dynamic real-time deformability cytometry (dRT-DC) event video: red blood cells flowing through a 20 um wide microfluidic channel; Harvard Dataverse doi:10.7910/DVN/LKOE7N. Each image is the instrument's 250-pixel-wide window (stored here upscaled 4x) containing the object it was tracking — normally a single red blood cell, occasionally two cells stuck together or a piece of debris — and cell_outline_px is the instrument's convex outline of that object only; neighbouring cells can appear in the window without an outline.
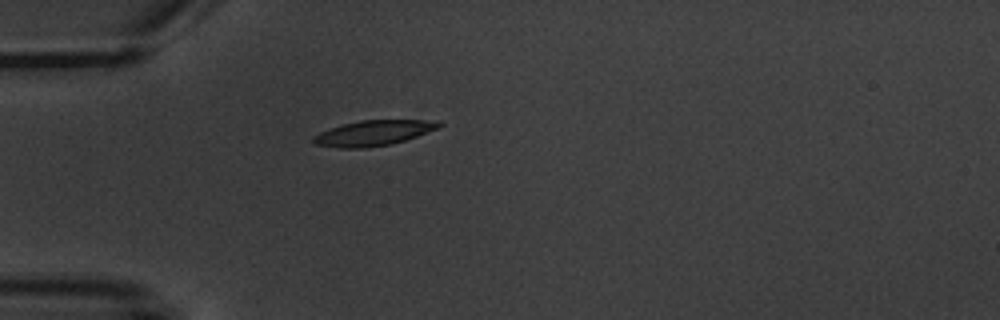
{"species": "common noctule bat (a hibernating species)", "species_latin": "Nyctalus noctula", "temperature_condition": "warm", "stored_images_in_passage": 1, "camera_frame_rate_fps": 3000, "um_per_image_px": 0.085, "animal": {"sex": "male", "body_mass_g": 20.1, "forearm_length_mm": 53.5}, "frame": {"image": 1, "passage_image": 1, "time_ms": 0.0, "image_size_px": [1000, 320], "cell_outline_px": [[444, 124], [440, 128], [392, 144], [364, 148], [340, 148], [312, 144], [312, 136], [320, 132], [344, 124], [360, 120], [440, 120]], "centroid_in_image_um": [31.76, 11.3], "position_along_channel_um": 53.2, "area_um2": 18.61}}